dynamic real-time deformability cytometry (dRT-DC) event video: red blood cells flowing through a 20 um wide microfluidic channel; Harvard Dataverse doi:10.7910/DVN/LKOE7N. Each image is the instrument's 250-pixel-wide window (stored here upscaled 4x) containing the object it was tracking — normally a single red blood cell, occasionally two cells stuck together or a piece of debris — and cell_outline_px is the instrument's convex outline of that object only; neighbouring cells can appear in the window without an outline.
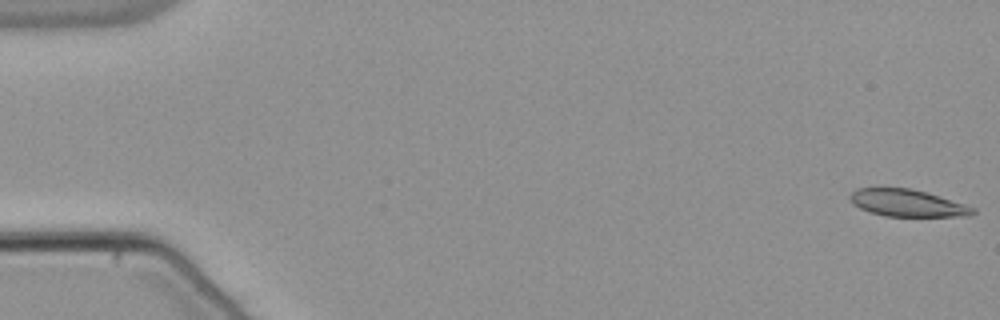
{"species": "common noctule bat (a hibernating species)", "species_latin": "Nyctalus noctula", "temperature_condition": "warm", "stored_images_in_passage": 55, "camera_frame_rate_fps": 3000, "um_per_image_px": 0.085, "animal": {"sex": "male", "body_mass_g": 21.5, "forearm_length_mm": 52.0}, "frame": {"image": 1, "passage_image": 1, "time_ms": 0.0, "image_size_px": [1000, 320], "cell_outline_px": [[976, 212], [972, 216], [884, 216], [860, 208], [852, 204], [848, 196], [856, 188], [908, 188], [924, 192], [964, 204], [976, 208]], "centroid_in_image_um": [77.1, 17.26], "position_along_channel_um": 7.9, "area_um2": 19.19}}
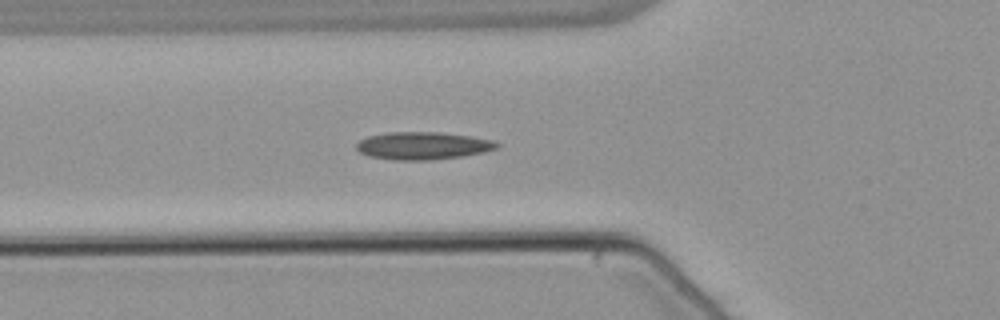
{"frame": {"image": 2, "passage_image": 20, "time_ms": 6.333, "image_size_px": [1000, 320], "cell_outline_px": [[500, 144], [496, 148], [484, 152], [460, 156], [432, 160], [392, 160], [368, 156], [360, 152], [356, 148], [356, 144], [360, 140], [368, 136], [388, 132], [440, 132], [468, 136], [492, 140]], "centroid_in_image_um": [35.9, 12.39], "position_along_channel_um": 89.9, "area_um2": 22.48}}
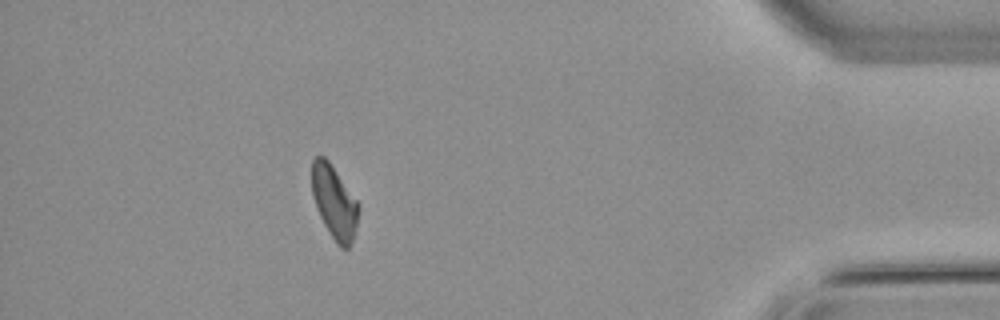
{"frame": {"image": 3, "passage_image": 49, "time_ms": 16.0, "image_size_px": [1000, 320], "cell_outline_px": [[360, 208], [356, 228], [352, 240], [348, 248], [340, 248], [336, 244], [328, 232], [316, 208], [312, 196], [312, 160], [316, 156], [324, 156], [328, 160], [360, 204]], "centroid_in_image_um": [28.42, 17.2], "position_along_channel_um": 406.8, "area_um2": 20.0}, "authors_computed_cell_mechanics": {"area_um2": 20.5768, "velocity_mm_per_s": 3.7908, "shape_relaxation_time_tau1_ms": null, "shape_relaxation_time_tau2_ms": 7.3404, "deformation_change_tau1": null, "deformation_change_tau2": 0.1459}}